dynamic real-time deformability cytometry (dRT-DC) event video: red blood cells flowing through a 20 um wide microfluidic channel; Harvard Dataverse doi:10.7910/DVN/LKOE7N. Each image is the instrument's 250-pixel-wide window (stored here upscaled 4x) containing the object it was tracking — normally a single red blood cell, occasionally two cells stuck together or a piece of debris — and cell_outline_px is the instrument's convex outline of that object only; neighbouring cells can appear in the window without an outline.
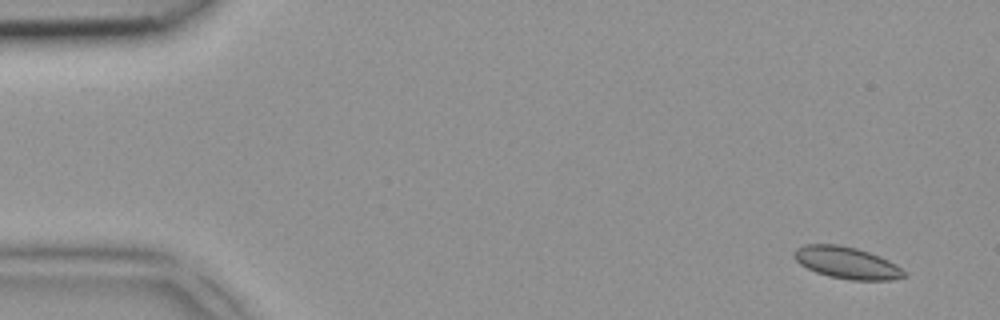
{"species": "common noctule bat (a hibernating species)", "species_latin": "Nyctalus noctula", "temperature_condition": "room temperature", "stored_images_in_passage": 5, "camera_frame_rate_fps": 3000, "um_per_image_px": 0.085, "animal": {"sex": "female", "body_mass_g": 18.4}, "frame": {"image": 1, "passage_image": 1, "time_ms": 0.0, "image_size_px": [1000, 320], "cell_outline_px": [[904, 276], [888, 280], [852, 280], [828, 276], [816, 272], [800, 264], [792, 256], [792, 252], [796, 248], [804, 244], [836, 244], [856, 248], [880, 256], [896, 264], [904, 272]], "centroid_in_image_um": [71.91, 22.32], "position_along_channel_um": 13.1, "area_um2": 20.29}}